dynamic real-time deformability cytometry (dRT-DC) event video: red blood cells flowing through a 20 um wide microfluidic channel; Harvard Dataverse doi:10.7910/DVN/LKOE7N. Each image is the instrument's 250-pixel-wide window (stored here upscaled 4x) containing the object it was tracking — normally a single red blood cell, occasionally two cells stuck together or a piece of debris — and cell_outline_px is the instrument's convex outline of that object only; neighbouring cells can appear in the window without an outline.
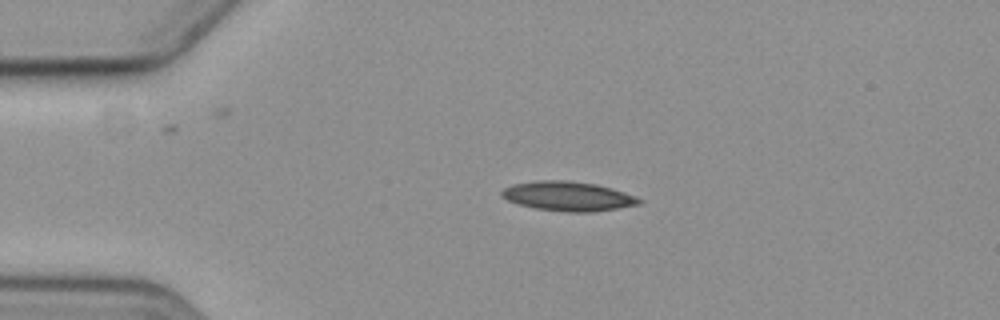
{"species": "common noctule bat (a hibernating species)", "species_latin": "Nyctalus noctula", "temperature_condition": "cold", "stored_images_in_passage": 6, "camera_frame_rate_fps": 3000, "um_per_image_px": 0.085, "animal": {"sex": "female", "body_mass_g": 19.3, "forearm_length_mm": 54.1}, "frame": {"image": 1, "passage_image": 3, "time_ms": 2.333, "image_size_px": [1000, 320], "cell_outline_px": [[644, 200], [640, 204], [596, 212], [564, 212], [536, 208], [520, 204], [508, 200], [500, 196], [500, 192], [504, 188], [512, 184], [536, 180], [564, 180], [596, 184], [612, 188], [624, 192]], "centroid_in_image_um": [48.28, 16.68], "position_along_channel_um": 36.7, "area_um2": 23.64}}
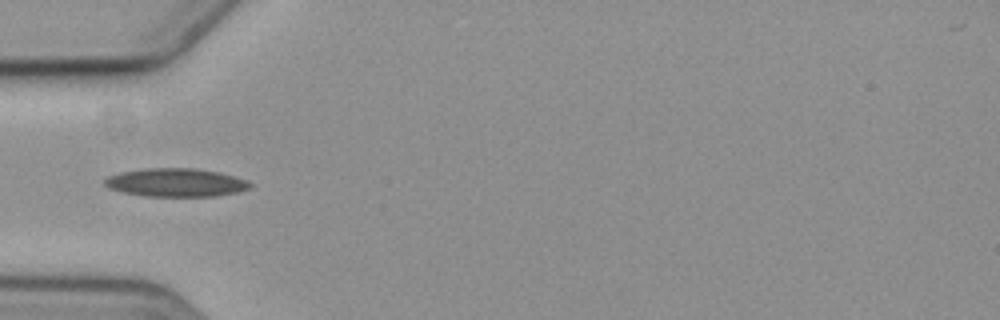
{"frame": {"image": 2, "passage_image": 5, "time_ms": 4.333, "image_size_px": [1000, 320], "cell_outline_px": [[252, 184], [248, 188], [236, 192], [216, 196], [144, 196], [124, 192], [108, 188], [104, 184], [104, 180], [108, 176], [120, 172], [144, 168], [196, 168], [220, 172], [248, 180]], "centroid_in_image_um": [14.94, 15.5], "position_along_channel_um": 70.1, "area_um2": 24.04}}
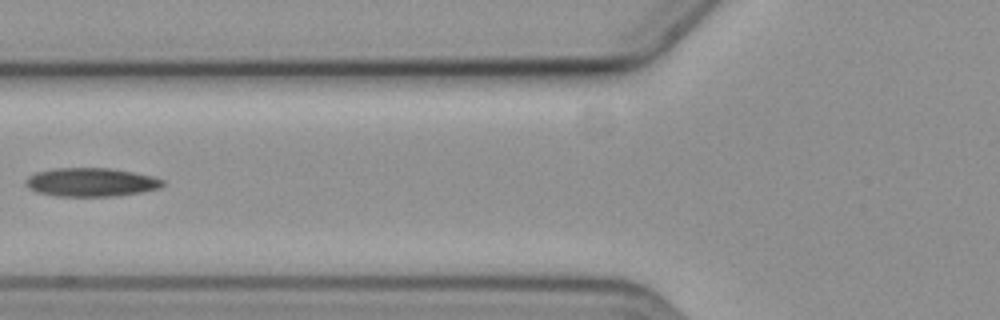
{"frame": {"image": 3, "passage_image": 6, "time_ms": 5.667, "image_size_px": [1000, 320], "cell_outline_px": [[164, 184], [160, 188], [140, 192], [116, 196], [56, 196], [36, 192], [28, 188], [24, 184], [24, 180], [28, 176], [36, 172], [56, 168], [108, 168], [132, 172], [152, 176], [164, 180]], "centroid_in_image_um": [7.7, 15.49], "position_along_channel_um": 118.1, "area_um2": 22.89}}